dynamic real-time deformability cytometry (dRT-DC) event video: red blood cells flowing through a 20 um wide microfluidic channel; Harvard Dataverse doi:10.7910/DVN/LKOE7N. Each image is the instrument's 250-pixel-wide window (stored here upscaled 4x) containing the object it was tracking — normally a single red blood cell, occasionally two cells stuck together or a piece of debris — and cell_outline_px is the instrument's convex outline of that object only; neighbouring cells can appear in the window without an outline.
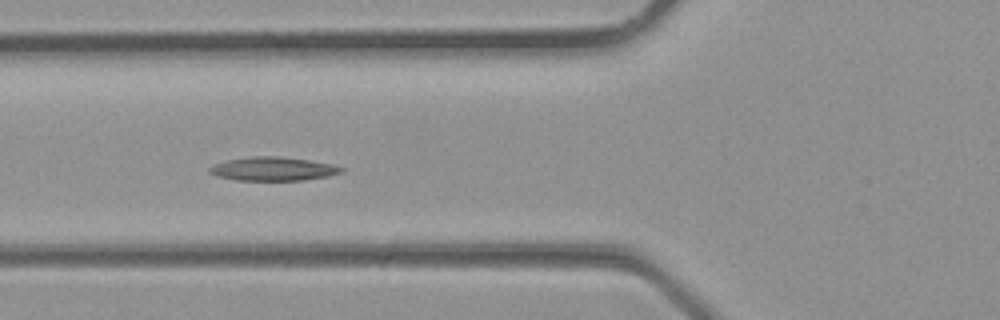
{"species": "common noctule bat (a hibernating species)", "species_latin": "Nyctalus noctula", "temperature_condition": "room temperature", "stored_images_in_passage": 30, "camera_frame_rate_fps": 3000, "um_per_image_px": 0.085, "animal": {"sex": "male", "body_mass_g": 23.1, "forearm_length_mm": 52.7}, "frame": {"image": 1, "passage_image": 8, "time_ms": 2.333, "image_size_px": [1000, 320], "cell_outline_px": [[344, 172], [328, 176], [304, 180], [236, 180], [216, 176], [208, 172], [208, 168], [212, 164], [228, 160], [248, 156], [280, 156], [308, 160], [332, 164], [344, 168]], "centroid_in_image_um": [23.18, 14.35], "position_along_channel_um": 102.6, "area_um2": 18.32}}
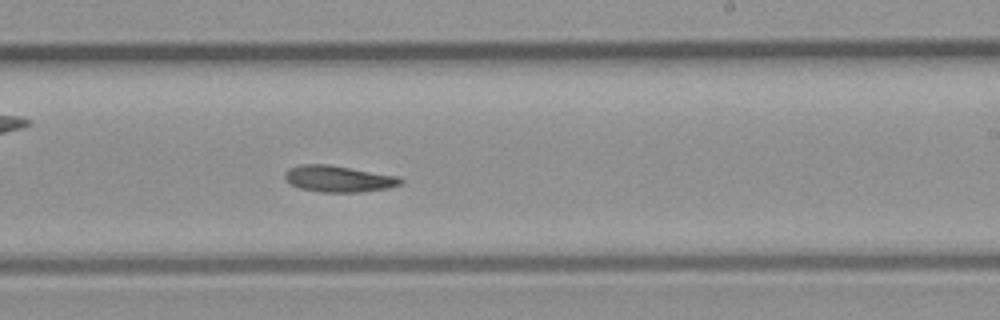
{"frame": {"image": 2, "passage_image": 16, "time_ms": 5.0, "image_size_px": [1000, 320], "cell_outline_px": [[404, 180], [400, 184], [388, 188], [356, 192], [320, 192], [300, 188], [284, 180], [284, 172], [288, 168], [300, 164], [328, 164], [400, 176]], "centroid_in_image_um": [28.75, 15.18], "position_along_channel_um": 260.2, "area_um2": 17.92}}
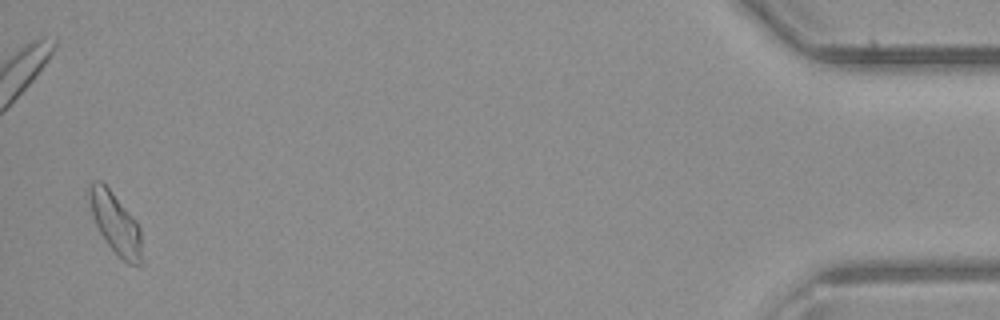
{"frame": {"image": 3, "passage_image": 29, "time_ms": 9.333, "image_size_px": [1000, 320], "cell_outline_px": [[140, 264], [128, 264], [108, 244], [100, 232], [92, 216], [88, 192], [88, 184], [96, 180], [100, 180], [108, 188], [136, 220], [140, 228]], "centroid_in_image_um": [9.78, 18.92], "position_along_channel_um": 425.4, "area_um2": 18.09}}